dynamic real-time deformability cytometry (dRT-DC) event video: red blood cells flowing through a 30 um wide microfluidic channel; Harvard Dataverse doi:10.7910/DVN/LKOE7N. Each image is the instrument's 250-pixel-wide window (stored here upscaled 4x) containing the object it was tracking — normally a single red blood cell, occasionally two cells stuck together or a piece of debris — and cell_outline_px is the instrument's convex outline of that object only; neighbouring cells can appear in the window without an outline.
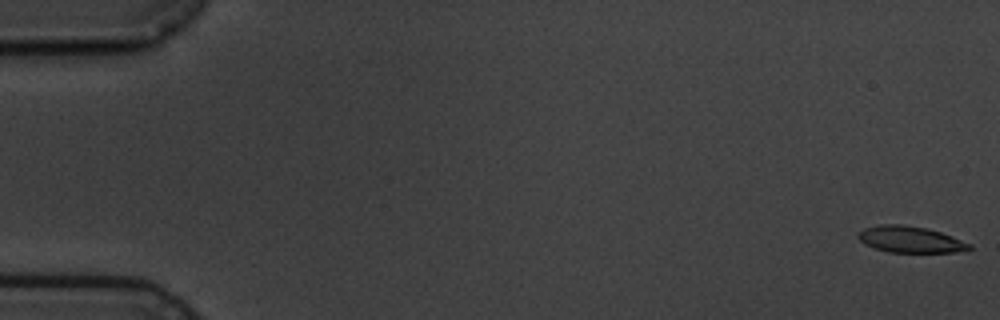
{"species": "common noctule bat (a hibernating species)", "species_latin": "Nyctalus noctula", "temperature_condition": "cold", "stored_images_in_passage": 6, "camera_frame_rate_fps": 3000, "um_per_image_px": 0.085, "animal": {"sex": "male", "body_mass_g": 19.5, "forearm_length_mm": 54.6}, "frame": {"image": 1, "passage_image": 1, "time_ms": 0.0, "image_size_px": [1000, 320], "cell_outline_px": [[972, 248], [952, 252], [888, 252], [864, 244], [856, 236], [856, 232], [864, 228], [880, 224], [904, 224], [928, 228], [952, 236], [972, 244]], "centroid_in_image_um": [77.33, 20.33], "position_along_channel_um": 7.7, "area_um2": 17.17}}
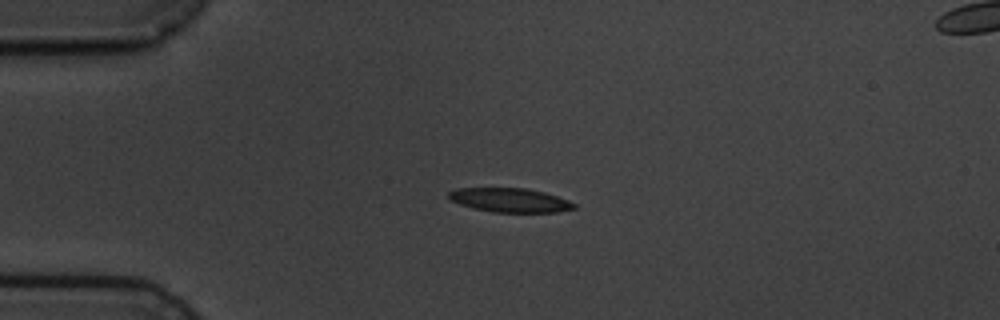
{"frame": {"image": 2, "passage_image": 4, "time_ms": 4.333, "image_size_px": [1000, 320], "cell_outline_px": [[576, 208], [556, 212], [492, 212], [472, 208], [448, 200], [448, 192], [456, 188], [528, 188], [544, 192], [568, 200], [576, 204]], "centroid_in_image_um": [43.31, 17.01], "position_along_channel_um": 41.7, "area_um2": 17.69}}
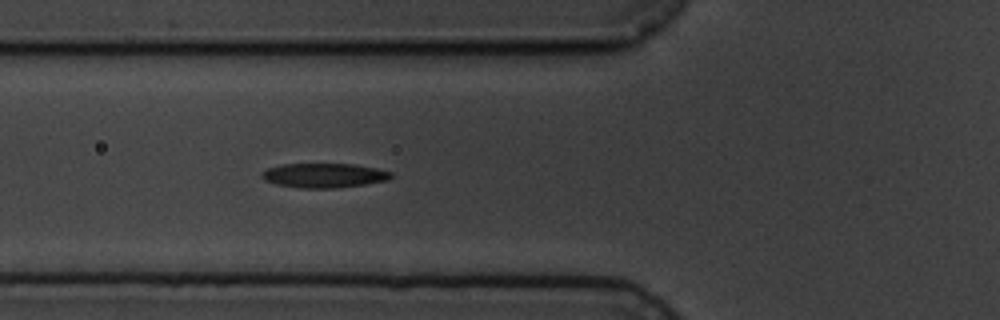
{"frame": {"image": 3, "passage_image": 6, "time_ms": 6.667, "image_size_px": [1000, 320], "cell_outline_px": [[392, 176], [388, 180], [364, 184], [336, 188], [300, 188], [276, 184], [264, 180], [260, 176], [260, 172], [268, 168], [280, 164], [356, 164], [376, 168], [392, 172]], "centroid_in_image_um": [27.51, 14.91], "position_along_channel_um": 98.3, "area_um2": 18.5}}